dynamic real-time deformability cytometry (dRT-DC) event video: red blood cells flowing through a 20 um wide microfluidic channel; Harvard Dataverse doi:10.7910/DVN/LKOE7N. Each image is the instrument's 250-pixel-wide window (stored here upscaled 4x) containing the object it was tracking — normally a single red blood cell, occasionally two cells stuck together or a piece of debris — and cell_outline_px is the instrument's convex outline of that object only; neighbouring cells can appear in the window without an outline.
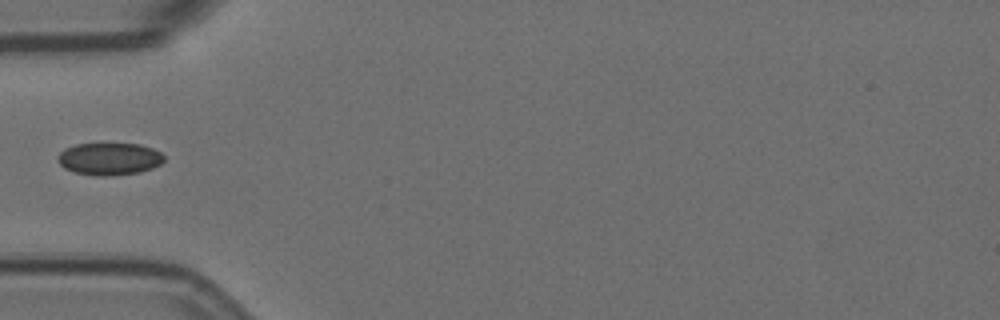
{"species": "Egyptian fruit bat (a non-hibernating species)", "species_latin": "Rousettus aegyptiacus", "temperature_condition": "room temperature", "stored_images_in_passage": 6, "camera_frame_rate_fps": 3000, "um_per_image_px": 0.085, "animal": {"sex": "female"}, "frame": {"image": 1, "passage_image": 5, "time_ms": 1.333, "image_size_px": [1000, 320], "cell_outline_px": [[164, 160], [160, 164], [152, 168], [140, 172], [112, 176], [96, 176], [76, 172], [64, 168], [56, 160], [56, 156], [64, 148], [76, 144], [140, 144], [152, 148], [160, 152], [164, 156]], "centroid_in_image_um": [9.27, 13.51], "position_along_channel_um": 75.7, "area_um2": 20.11}}